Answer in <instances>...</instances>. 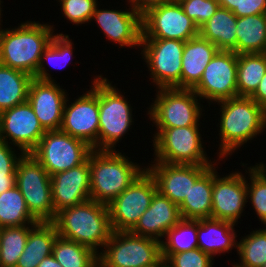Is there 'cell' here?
<instances>
[{"label": "cell", "mask_w": 266, "mask_h": 267, "mask_svg": "<svg viewBox=\"0 0 266 267\" xmlns=\"http://www.w3.org/2000/svg\"><path fill=\"white\" fill-rule=\"evenodd\" d=\"M233 13L237 17L264 14L266 13V0H238V6Z\"/></svg>", "instance_id": "cell-42"}, {"label": "cell", "mask_w": 266, "mask_h": 267, "mask_svg": "<svg viewBox=\"0 0 266 267\" xmlns=\"http://www.w3.org/2000/svg\"><path fill=\"white\" fill-rule=\"evenodd\" d=\"M52 201L56 214L90 200L89 157L81 165L51 176Z\"/></svg>", "instance_id": "cell-21"}, {"label": "cell", "mask_w": 266, "mask_h": 267, "mask_svg": "<svg viewBox=\"0 0 266 267\" xmlns=\"http://www.w3.org/2000/svg\"><path fill=\"white\" fill-rule=\"evenodd\" d=\"M121 93L106 77L99 76L98 150H115L134 122L131 104Z\"/></svg>", "instance_id": "cell-7"}, {"label": "cell", "mask_w": 266, "mask_h": 267, "mask_svg": "<svg viewBox=\"0 0 266 267\" xmlns=\"http://www.w3.org/2000/svg\"><path fill=\"white\" fill-rule=\"evenodd\" d=\"M45 132L28 101L0 113V140L24 154L36 148Z\"/></svg>", "instance_id": "cell-16"}, {"label": "cell", "mask_w": 266, "mask_h": 267, "mask_svg": "<svg viewBox=\"0 0 266 267\" xmlns=\"http://www.w3.org/2000/svg\"><path fill=\"white\" fill-rule=\"evenodd\" d=\"M29 226V227H28ZM35 225L0 228V267H16Z\"/></svg>", "instance_id": "cell-34"}, {"label": "cell", "mask_w": 266, "mask_h": 267, "mask_svg": "<svg viewBox=\"0 0 266 267\" xmlns=\"http://www.w3.org/2000/svg\"><path fill=\"white\" fill-rule=\"evenodd\" d=\"M16 186L25 199L30 214L38 222H53L51 176L32 154H23L15 170Z\"/></svg>", "instance_id": "cell-8"}, {"label": "cell", "mask_w": 266, "mask_h": 267, "mask_svg": "<svg viewBox=\"0 0 266 267\" xmlns=\"http://www.w3.org/2000/svg\"><path fill=\"white\" fill-rule=\"evenodd\" d=\"M156 192L155 180L145 170L108 205L112 231H130L149 208Z\"/></svg>", "instance_id": "cell-13"}, {"label": "cell", "mask_w": 266, "mask_h": 267, "mask_svg": "<svg viewBox=\"0 0 266 267\" xmlns=\"http://www.w3.org/2000/svg\"><path fill=\"white\" fill-rule=\"evenodd\" d=\"M215 165L217 164H213L211 218L236 224L248 202L246 176L238 171L220 177Z\"/></svg>", "instance_id": "cell-17"}, {"label": "cell", "mask_w": 266, "mask_h": 267, "mask_svg": "<svg viewBox=\"0 0 266 267\" xmlns=\"http://www.w3.org/2000/svg\"><path fill=\"white\" fill-rule=\"evenodd\" d=\"M166 241H161V257L164 262L171 254L198 248L197 220L181 219L167 231Z\"/></svg>", "instance_id": "cell-32"}, {"label": "cell", "mask_w": 266, "mask_h": 267, "mask_svg": "<svg viewBox=\"0 0 266 267\" xmlns=\"http://www.w3.org/2000/svg\"><path fill=\"white\" fill-rule=\"evenodd\" d=\"M238 54L219 50L206 66L200 82L192 89L200 99L212 102L237 97Z\"/></svg>", "instance_id": "cell-15"}, {"label": "cell", "mask_w": 266, "mask_h": 267, "mask_svg": "<svg viewBox=\"0 0 266 267\" xmlns=\"http://www.w3.org/2000/svg\"><path fill=\"white\" fill-rule=\"evenodd\" d=\"M16 185V176H0V194Z\"/></svg>", "instance_id": "cell-45"}, {"label": "cell", "mask_w": 266, "mask_h": 267, "mask_svg": "<svg viewBox=\"0 0 266 267\" xmlns=\"http://www.w3.org/2000/svg\"><path fill=\"white\" fill-rule=\"evenodd\" d=\"M181 219L179 206L157 191L149 208L142 214L130 232L138 236L154 238L161 242L167 231Z\"/></svg>", "instance_id": "cell-22"}, {"label": "cell", "mask_w": 266, "mask_h": 267, "mask_svg": "<svg viewBox=\"0 0 266 267\" xmlns=\"http://www.w3.org/2000/svg\"><path fill=\"white\" fill-rule=\"evenodd\" d=\"M127 2L142 16L149 9L166 3V0H128Z\"/></svg>", "instance_id": "cell-43"}, {"label": "cell", "mask_w": 266, "mask_h": 267, "mask_svg": "<svg viewBox=\"0 0 266 267\" xmlns=\"http://www.w3.org/2000/svg\"><path fill=\"white\" fill-rule=\"evenodd\" d=\"M58 236L85 245L97 254L112 234L108 206L87 200L56 214Z\"/></svg>", "instance_id": "cell-4"}, {"label": "cell", "mask_w": 266, "mask_h": 267, "mask_svg": "<svg viewBox=\"0 0 266 267\" xmlns=\"http://www.w3.org/2000/svg\"><path fill=\"white\" fill-rule=\"evenodd\" d=\"M185 14L200 28L220 7L218 0H181Z\"/></svg>", "instance_id": "cell-39"}, {"label": "cell", "mask_w": 266, "mask_h": 267, "mask_svg": "<svg viewBox=\"0 0 266 267\" xmlns=\"http://www.w3.org/2000/svg\"><path fill=\"white\" fill-rule=\"evenodd\" d=\"M116 150H95L89 154L90 199L109 205L145 170Z\"/></svg>", "instance_id": "cell-2"}, {"label": "cell", "mask_w": 266, "mask_h": 267, "mask_svg": "<svg viewBox=\"0 0 266 267\" xmlns=\"http://www.w3.org/2000/svg\"><path fill=\"white\" fill-rule=\"evenodd\" d=\"M214 258L196 248L171 254L163 264L166 267H212Z\"/></svg>", "instance_id": "cell-40"}, {"label": "cell", "mask_w": 266, "mask_h": 267, "mask_svg": "<svg viewBox=\"0 0 266 267\" xmlns=\"http://www.w3.org/2000/svg\"><path fill=\"white\" fill-rule=\"evenodd\" d=\"M235 224L213 218L197 220L198 248L211 255L228 253L233 248L237 249ZM233 247V248H232Z\"/></svg>", "instance_id": "cell-24"}, {"label": "cell", "mask_w": 266, "mask_h": 267, "mask_svg": "<svg viewBox=\"0 0 266 267\" xmlns=\"http://www.w3.org/2000/svg\"><path fill=\"white\" fill-rule=\"evenodd\" d=\"M199 35V28L179 2H166L142 15L141 39H171L186 42Z\"/></svg>", "instance_id": "cell-14"}, {"label": "cell", "mask_w": 266, "mask_h": 267, "mask_svg": "<svg viewBox=\"0 0 266 267\" xmlns=\"http://www.w3.org/2000/svg\"><path fill=\"white\" fill-rule=\"evenodd\" d=\"M92 80V88L73 103L69 104L67 96L60 130L98 150L99 75Z\"/></svg>", "instance_id": "cell-12"}, {"label": "cell", "mask_w": 266, "mask_h": 267, "mask_svg": "<svg viewBox=\"0 0 266 267\" xmlns=\"http://www.w3.org/2000/svg\"><path fill=\"white\" fill-rule=\"evenodd\" d=\"M63 15L75 25L91 22L97 0H59Z\"/></svg>", "instance_id": "cell-38"}, {"label": "cell", "mask_w": 266, "mask_h": 267, "mask_svg": "<svg viewBox=\"0 0 266 267\" xmlns=\"http://www.w3.org/2000/svg\"><path fill=\"white\" fill-rule=\"evenodd\" d=\"M248 167V177L246 179L247 199L251 201L253 210H255L259 221L266 227V164H260Z\"/></svg>", "instance_id": "cell-37"}, {"label": "cell", "mask_w": 266, "mask_h": 267, "mask_svg": "<svg viewBox=\"0 0 266 267\" xmlns=\"http://www.w3.org/2000/svg\"><path fill=\"white\" fill-rule=\"evenodd\" d=\"M52 255L63 267H89L98 258L91 248L60 236L54 241Z\"/></svg>", "instance_id": "cell-35"}, {"label": "cell", "mask_w": 266, "mask_h": 267, "mask_svg": "<svg viewBox=\"0 0 266 267\" xmlns=\"http://www.w3.org/2000/svg\"><path fill=\"white\" fill-rule=\"evenodd\" d=\"M38 221L30 214L23 195L15 185L0 194V228L36 225Z\"/></svg>", "instance_id": "cell-31"}, {"label": "cell", "mask_w": 266, "mask_h": 267, "mask_svg": "<svg viewBox=\"0 0 266 267\" xmlns=\"http://www.w3.org/2000/svg\"><path fill=\"white\" fill-rule=\"evenodd\" d=\"M220 107L219 159L232 155L266 128V111L251 97H235L217 102ZM238 148V149H237Z\"/></svg>", "instance_id": "cell-3"}, {"label": "cell", "mask_w": 266, "mask_h": 267, "mask_svg": "<svg viewBox=\"0 0 266 267\" xmlns=\"http://www.w3.org/2000/svg\"><path fill=\"white\" fill-rule=\"evenodd\" d=\"M240 266L262 267L266 263V228L255 229L238 242ZM241 262V263H240Z\"/></svg>", "instance_id": "cell-36"}, {"label": "cell", "mask_w": 266, "mask_h": 267, "mask_svg": "<svg viewBox=\"0 0 266 267\" xmlns=\"http://www.w3.org/2000/svg\"><path fill=\"white\" fill-rule=\"evenodd\" d=\"M232 266H233V267H244V266H240V265H238L237 262H236V264H235V263L232 264Z\"/></svg>", "instance_id": "cell-51"}, {"label": "cell", "mask_w": 266, "mask_h": 267, "mask_svg": "<svg viewBox=\"0 0 266 267\" xmlns=\"http://www.w3.org/2000/svg\"><path fill=\"white\" fill-rule=\"evenodd\" d=\"M181 0H166V2H180Z\"/></svg>", "instance_id": "cell-50"}, {"label": "cell", "mask_w": 266, "mask_h": 267, "mask_svg": "<svg viewBox=\"0 0 266 267\" xmlns=\"http://www.w3.org/2000/svg\"><path fill=\"white\" fill-rule=\"evenodd\" d=\"M73 42L70 40L69 35L63 33L55 34L50 44L42 53L40 65L33 78L42 81H56L52 79L49 70L45 67V61L53 68H60L67 66L73 57ZM63 62V63H62ZM48 71V72H47Z\"/></svg>", "instance_id": "cell-33"}, {"label": "cell", "mask_w": 266, "mask_h": 267, "mask_svg": "<svg viewBox=\"0 0 266 267\" xmlns=\"http://www.w3.org/2000/svg\"><path fill=\"white\" fill-rule=\"evenodd\" d=\"M103 249L98 257L104 267H160L163 264L161 242L130 231H113Z\"/></svg>", "instance_id": "cell-5"}, {"label": "cell", "mask_w": 266, "mask_h": 267, "mask_svg": "<svg viewBox=\"0 0 266 267\" xmlns=\"http://www.w3.org/2000/svg\"><path fill=\"white\" fill-rule=\"evenodd\" d=\"M219 49L210 41L197 35L187 40L182 56L181 89H193Z\"/></svg>", "instance_id": "cell-23"}, {"label": "cell", "mask_w": 266, "mask_h": 267, "mask_svg": "<svg viewBox=\"0 0 266 267\" xmlns=\"http://www.w3.org/2000/svg\"><path fill=\"white\" fill-rule=\"evenodd\" d=\"M266 73L264 53L239 54L237 63V97H251Z\"/></svg>", "instance_id": "cell-30"}, {"label": "cell", "mask_w": 266, "mask_h": 267, "mask_svg": "<svg viewBox=\"0 0 266 267\" xmlns=\"http://www.w3.org/2000/svg\"><path fill=\"white\" fill-rule=\"evenodd\" d=\"M86 142L61 130L46 131L30 153L50 176L83 164L92 151Z\"/></svg>", "instance_id": "cell-10"}, {"label": "cell", "mask_w": 266, "mask_h": 267, "mask_svg": "<svg viewBox=\"0 0 266 267\" xmlns=\"http://www.w3.org/2000/svg\"><path fill=\"white\" fill-rule=\"evenodd\" d=\"M198 100L192 89L159 88L147 115L156 128L199 126L203 109Z\"/></svg>", "instance_id": "cell-9"}, {"label": "cell", "mask_w": 266, "mask_h": 267, "mask_svg": "<svg viewBox=\"0 0 266 267\" xmlns=\"http://www.w3.org/2000/svg\"><path fill=\"white\" fill-rule=\"evenodd\" d=\"M33 77L0 64V113L27 101Z\"/></svg>", "instance_id": "cell-29"}, {"label": "cell", "mask_w": 266, "mask_h": 267, "mask_svg": "<svg viewBox=\"0 0 266 267\" xmlns=\"http://www.w3.org/2000/svg\"><path fill=\"white\" fill-rule=\"evenodd\" d=\"M1 3H2V1L0 0V21L2 22V20H1V18H2V17H1V13H2V12H1V11H2V10H1ZM1 22H0V25H1Z\"/></svg>", "instance_id": "cell-49"}, {"label": "cell", "mask_w": 266, "mask_h": 267, "mask_svg": "<svg viewBox=\"0 0 266 267\" xmlns=\"http://www.w3.org/2000/svg\"><path fill=\"white\" fill-rule=\"evenodd\" d=\"M237 16L219 7L215 14L199 28V35L213 43L219 50L233 51L237 45Z\"/></svg>", "instance_id": "cell-27"}, {"label": "cell", "mask_w": 266, "mask_h": 267, "mask_svg": "<svg viewBox=\"0 0 266 267\" xmlns=\"http://www.w3.org/2000/svg\"><path fill=\"white\" fill-rule=\"evenodd\" d=\"M15 150L9 143L0 140V176H16L17 163L24 153L20 152L17 156Z\"/></svg>", "instance_id": "cell-41"}, {"label": "cell", "mask_w": 266, "mask_h": 267, "mask_svg": "<svg viewBox=\"0 0 266 267\" xmlns=\"http://www.w3.org/2000/svg\"><path fill=\"white\" fill-rule=\"evenodd\" d=\"M89 267H104L101 259L98 257Z\"/></svg>", "instance_id": "cell-48"}, {"label": "cell", "mask_w": 266, "mask_h": 267, "mask_svg": "<svg viewBox=\"0 0 266 267\" xmlns=\"http://www.w3.org/2000/svg\"><path fill=\"white\" fill-rule=\"evenodd\" d=\"M185 42L171 39H141L142 59L156 88L181 89L182 56Z\"/></svg>", "instance_id": "cell-11"}, {"label": "cell", "mask_w": 266, "mask_h": 267, "mask_svg": "<svg viewBox=\"0 0 266 267\" xmlns=\"http://www.w3.org/2000/svg\"><path fill=\"white\" fill-rule=\"evenodd\" d=\"M213 192V165L191 186L188 196L179 205L182 219L211 218Z\"/></svg>", "instance_id": "cell-25"}, {"label": "cell", "mask_w": 266, "mask_h": 267, "mask_svg": "<svg viewBox=\"0 0 266 267\" xmlns=\"http://www.w3.org/2000/svg\"><path fill=\"white\" fill-rule=\"evenodd\" d=\"M58 231L53 222H38L30 231L16 267H37L52 248Z\"/></svg>", "instance_id": "cell-26"}, {"label": "cell", "mask_w": 266, "mask_h": 267, "mask_svg": "<svg viewBox=\"0 0 266 267\" xmlns=\"http://www.w3.org/2000/svg\"><path fill=\"white\" fill-rule=\"evenodd\" d=\"M54 32L53 26L39 21H26L12 29L0 27V64L34 77Z\"/></svg>", "instance_id": "cell-1"}, {"label": "cell", "mask_w": 266, "mask_h": 267, "mask_svg": "<svg viewBox=\"0 0 266 267\" xmlns=\"http://www.w3.org/2000/svg\"><path fill=\"white\" fill-rule=\"evenodd\" d=\"M236 54L263 53L266 48V13L237 17Z\"/></svg>", "instance_id": "cell-28"}, {"label": "cell", "mask_w": 266, "mask_h": 267, "mask_svg": "<svg viewBox=\"0 0 266 267\" xmlns=\"http://www.w3.org/2000/svg\"><path fill=\"white\" fill-rule=\"evenodd\" d=\"M37 267H63L51 254L45 257Z\"/></svg>", "instance_id": "cell-46"}, {"label": "cell", "mask_w": 266, "mask_h": 267, "mask_svg": "<svg viewBox=\"0 0 266 267\" xmlns=\"http://www.w3.org/2000/svg\"><path fill=\"white\" fill-rule=\"evenodd\" d=\"M56 83L33 78L28 90L27 101L46 131L60 130L66 96L69 95Z\"/></svg>", "instance_id": "cell-20"}, {"label": "cell", "mask_w": 266, "mask_h": 267, "mask_svg": "<svg viewBox=\"0 0 266 267\" xmlns=\"http://www.w3.org/2000/svg\"><path fill=\"white\" fill-rule=\"evenodd\" d=\"M153 163V164H152ZM146 170L154 178L157 191L178 206L188 196L191 186L212 165L152 162Z\"/></svg>", "instance_id": "cell-18"}, {"label": "cell", "mask_w": 266, "mask_h": 267, "mask_svg": "<svg viewBox=\"0 0 266 267\" xmlns=\"http://www.w3.org/2000/svg\"><path fill=\"white\" fill-rule=\"evenodd\" d=\"M200 126L157 128L153 134L154 161L169 164L213 165L202 144Z\"/></svg>", "instance_id": "cell-6"}, {"label": "cell", "mask_w": 266, "mask_h": 267, "mask_svg": "<svg viewBox=\"0 0 266 267\" xmlns=\"http://www.w3.org/2000/svg\"><path fill=\"white\" fill-rule=\"evenodd\" d=\"M125 10L99 9L97 4L91 21L97 22L110 42L117 43L120 47H139L142 38V16L131 4L130 8Z\"/></svg>", "instance_id": "cell-19"}, {"label": "cell", "mask_w": 266, "mask_h": 267, "mask_svg": "<svg viewBox=\"0 0 266 267\" xmlns=\"http://www.w3.org/2000/svg\"><path fill=\"white\" fill-rule=\"evenodd\" d=\"M251 98L266 111V73Z\"/></svg>", "instance_id": "cell-44"}, {"label": "cell", "mask_w": 266, "mask_h": 267, "mask_svg": "<svg viewBox=\"0 0 266 267\" xmlns=\"http://www.w3.org/2000/svg\"><path fill=\"white\" fill-rule=\"evenodd\" d=\"M220 7L233 12L238 6V0H218Z\"/></svg>", "instance_id": "cell-47"}]
</instances>
